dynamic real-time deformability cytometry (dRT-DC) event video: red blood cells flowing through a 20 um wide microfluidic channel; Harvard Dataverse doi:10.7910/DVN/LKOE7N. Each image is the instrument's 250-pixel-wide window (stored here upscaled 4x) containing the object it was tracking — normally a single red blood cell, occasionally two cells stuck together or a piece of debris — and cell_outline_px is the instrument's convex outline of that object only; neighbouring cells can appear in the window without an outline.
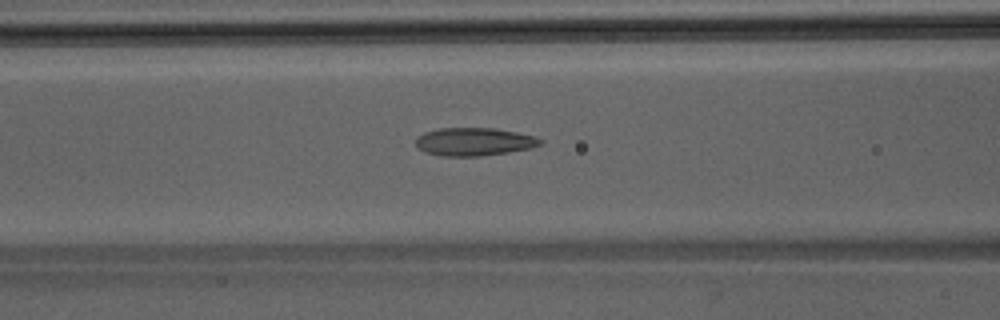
{"species": "Egyptian fruit bat (a non-hibernating species)", "species_latin": "Rousettus aegyptiacus", "temperature_condition": "room temperature", "stored_images_in_passage": 39, "camera_frame_rate_fps": 3000, "um_per_image_px": 0.085, "animal": {"sex": "male"}, "frame": {"image": 1, "passage_image": 16, "time_ms": 5.0, "image_size_px": [1000, 320], "cell_outline_px": [[544, 140], [540, 144], [532, 148], [508, 152], [480, 156], [440, 156], [424, 152], [416, 148], [416, 140], [424, 132], [440, 128], [492, 128], [516, 132], [536, 136]], "centroid_in_image_um": [40.3, 12.05], "position_along_channel_um": 126.3, "area_um2": 20.4}}
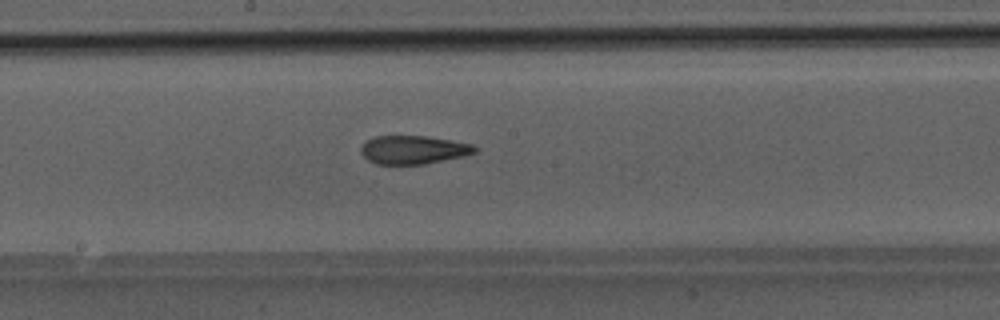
{"frame": {"image": 2, "passage_image": 22, "time_ms": 7.0, "image_size_px": [1000, 320], "cell_outline_px": [[480, 148], [476, 152], [464, 156], [424, 164], [376, 164], [368, 160], [360, 152], [360, 148], [368, 140], [376, 136], [424, 136], [452, 140], [472, 144]], "centroid_in_image_um": [35.17, 12.73], "position_along_channel_um": 213.0, "area_um2": 18.84}}
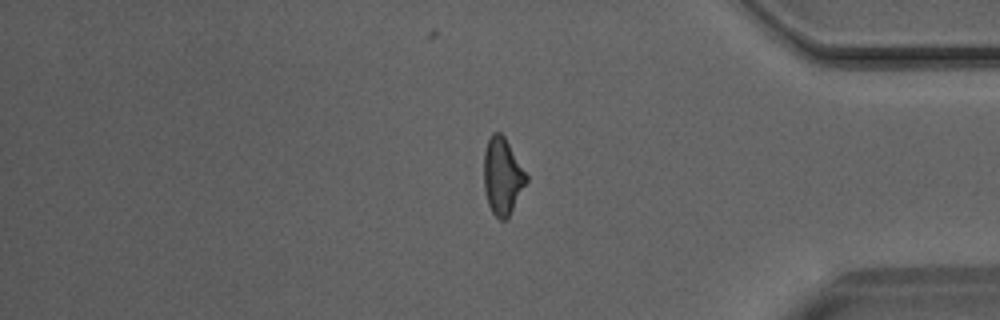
{"frame": {"image": 3, "passage_image": 36, "time_ms": 11.667, "image_size_px": [1000, 320], "cell_outline_px": [[528, 180], [508, 216], [504, 220], [500, 220], [492, 212], [488, 204], [484, 188], [484, 152], [488, 140], [492, 132], [500, 132], [504, 136], [528, 176]], "centroid_in_image_um": [42.69, 14.96], "position_along_channel_um": 392.5, "area_um2": 18.73}}